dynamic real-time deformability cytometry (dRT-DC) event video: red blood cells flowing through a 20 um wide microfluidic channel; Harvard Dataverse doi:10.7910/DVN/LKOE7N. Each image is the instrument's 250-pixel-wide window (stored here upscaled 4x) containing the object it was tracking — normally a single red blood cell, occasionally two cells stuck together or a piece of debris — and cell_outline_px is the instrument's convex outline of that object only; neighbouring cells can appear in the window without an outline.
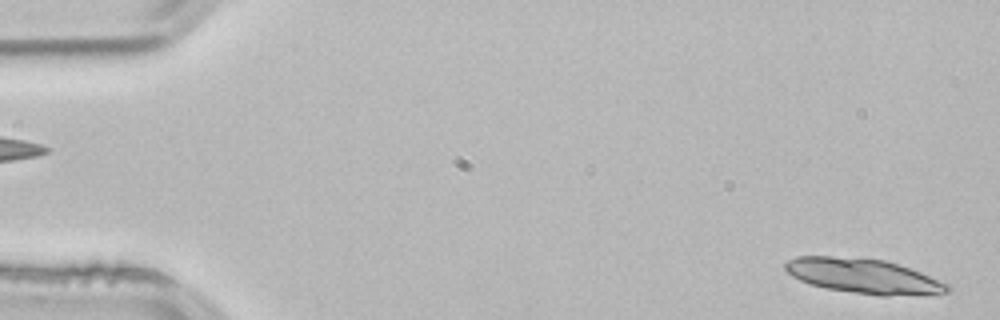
{"species": "common noctule bat (a hibernating species)", "species_latin": "Nyctalus noctula", "temperature_condition": "room temperature", "stored_images_in_passage": 3, "camera_frame_rate_fps": 3000, "um_per_image_px": 0.085, "animal": {"sex": "male", "body_mass_g": 21.5, "forearm_length_mm": 52.0}, "frame": {"image": 1, "passage_image": 3, "time_ms": 0.667, "image_size_px": [1000, 320], "cell_outline_px": [[952, 288], [948, 292], [888, 296], [880, 296], [824, 288], [808, 284], [792, 276], [784, 268], [784, 264], [788, 260], [796, 256], [832, 256], [884, 260], [900, 264], [920, 272], [948, 284]], "centroid_in_image_um": [73.35, 23.46], "position_along_channel_um": 11.6, "area_um2": 32.71}}